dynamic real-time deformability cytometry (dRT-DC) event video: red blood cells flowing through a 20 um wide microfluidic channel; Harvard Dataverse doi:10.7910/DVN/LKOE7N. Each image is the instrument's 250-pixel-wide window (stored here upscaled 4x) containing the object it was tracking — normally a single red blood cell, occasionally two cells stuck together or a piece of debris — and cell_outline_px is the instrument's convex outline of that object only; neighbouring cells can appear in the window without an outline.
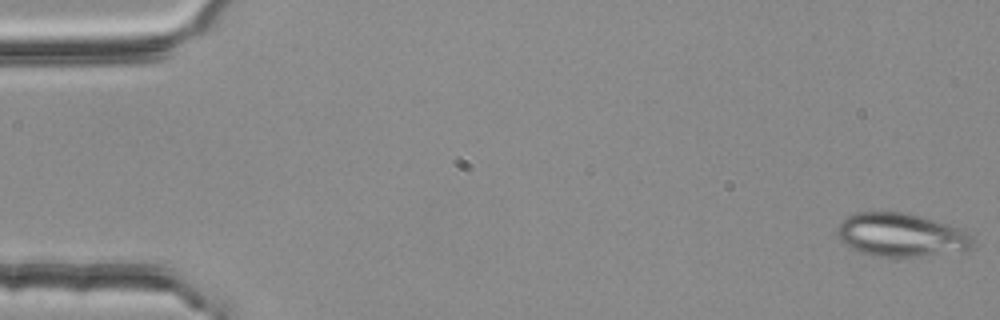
{"species": "common noctule bat (a hibernating species)", "species_latin": "Nyctalus noctula", "temperature_condition": "room temperature", "stored_images_in_passage": 53, "camera_frame_rate_fps": 3000, "um_per_image_px": 0.085, "animal": {"sex": "female", "body_mass_g": 25.1}, "frame": {"image": 1, "passage_image": 1, "time_ms": 0.0, "image_size_px": [1000, 320], "cell_outline_px": [[972, 248], [920, 256], [872, 256], [860, 252], [852, 248], [840, 240], [836, 236], [836, 228], [840, 220], [856, 212], [908, 212], [948, 224], [972, 236]], "centroid_in_image_um": [76.49, 19.95], "position_along_channel_um": 8.5, "area_um2": 33.99}}
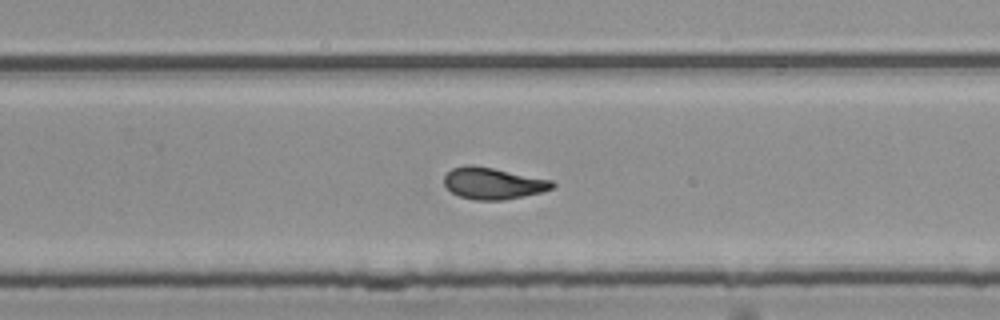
{"frame": {"image": 2, "passage_image": 35, "time_ms": 11.333, "image_size_px": [1000, 320], "cell_outline_px": [[556, 184], [552, 188], [544, 192], [504, 200], [476, 200], [460, 196], [452, 192], [444, 184], [444, 176], [452, 168], [464, 164], [476, 164], [552, 180]], "centroid_in_image_um": [41.92, 15.57], "position_along_channel_um": 287.9, "area_um2": 20.17}}
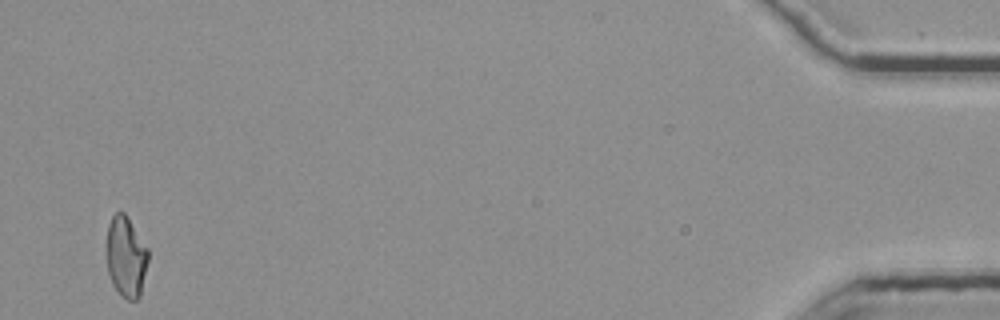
{"frame": {"image": 3, "passage_image": 53, "time_ms": 17.333, "image_size_px": [1000, 320], "cell_outline_px": [[148, 260], [140, 296], [136, 300], [128, 300], [120, 296], [112, 284], [108, 272], [108, 224], [112, 216], [116, 212], [124, 212], [148, 248]], "centroid_in_image_um": [10.73, 21.86], "position_along_channel_um": 424.5, "area_um2": 19.36}, "authors_computed_cell_mechanics": {"area_um2": 20.1722, "velocity_mm_per_s": 3.7739, "shape_relaxation_time_tau1_ms": 5.7915, "shape_relaxation_time_tau2_ms": 2.1377, "deformation_change_tau1": 0.1662, "deformation_change_tau2": 0.0961}}